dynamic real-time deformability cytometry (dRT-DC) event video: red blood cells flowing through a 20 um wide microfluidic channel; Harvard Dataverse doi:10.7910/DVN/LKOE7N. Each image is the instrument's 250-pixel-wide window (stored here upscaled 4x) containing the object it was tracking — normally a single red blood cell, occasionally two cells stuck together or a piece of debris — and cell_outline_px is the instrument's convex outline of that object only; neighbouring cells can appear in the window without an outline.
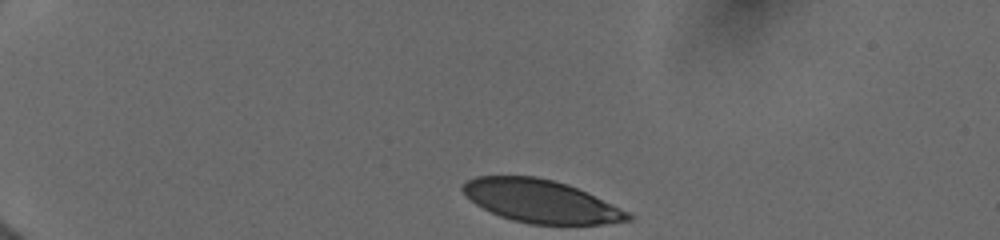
{"species": "human", "species_latin": "Homo sapiens", "temperature_condition": "cold", "stored_images_in_passage": 20, "camera_frame_rate_fps": 3000, "um_per_image_px": 0.085, "donor": {"sex": "female"}, "frame": {"image": 1, "passage_image": 1, "time_ms": 0.0, "image_size_px": [1000, 240], "cell_outline_px": [[636, 216], [632, 220], [604, 224], [528, 224], [512, 220], [500, 216], [476, 204], [460, 188], [468, 180], [476, 176], [536, 176], [568, 184], [620, 208]], "centroid_in_image_um": [45.99, 17.11], "position_along_channel_um": 39.0, "area_um2": 40.86}}
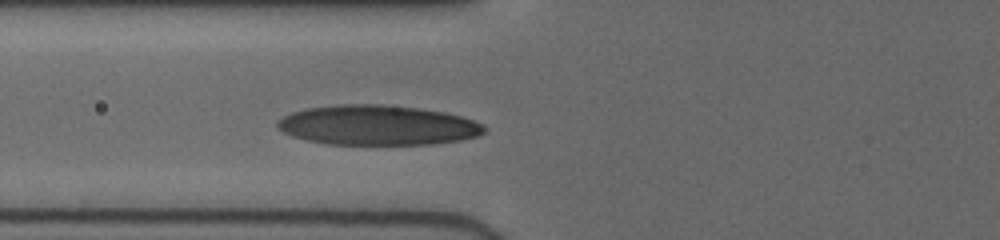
{"frame": {"image": 2, "passage_image": 12, "time_ms": 3.333, "image_size_px": [1000, 240], "cell_outline_px": [[488, 128], [480, 136], [460, 140], [432, 144], [328, 144], [308, 140], [292, 136], [276, 128], [276, 120], [292, 112], [308, 108], [340, 104], [380, 104], [416, 108], [444, 112], [460, 116], [484, 124]], "centroid_in_image_um": [32.1, 10.64], "position_along_channel_um": 93.7, "area_um2": 48.09}}
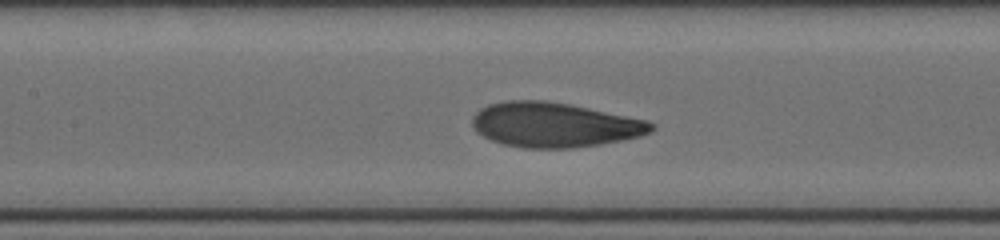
{"frame": {"image": 3, "passage_image": 17, "time_ms": 5.0, "image_size_px": [1000, 240], "cell_outline_px": [[656, 128], [652, 132], [640, 136], [600, 144], [572, 148], [524, 148], [504, 144], [492, 140], [476, 132], [472, 128], [472, 116], [480, 108], [488, 104], [504, 100], [544, 100], [568, 104], [648, 120], [656, 124]], "centroid_in_image_um": [47.11, 10.6], "position_along_channel_um": 160.3, "area_um2": 46.82}}